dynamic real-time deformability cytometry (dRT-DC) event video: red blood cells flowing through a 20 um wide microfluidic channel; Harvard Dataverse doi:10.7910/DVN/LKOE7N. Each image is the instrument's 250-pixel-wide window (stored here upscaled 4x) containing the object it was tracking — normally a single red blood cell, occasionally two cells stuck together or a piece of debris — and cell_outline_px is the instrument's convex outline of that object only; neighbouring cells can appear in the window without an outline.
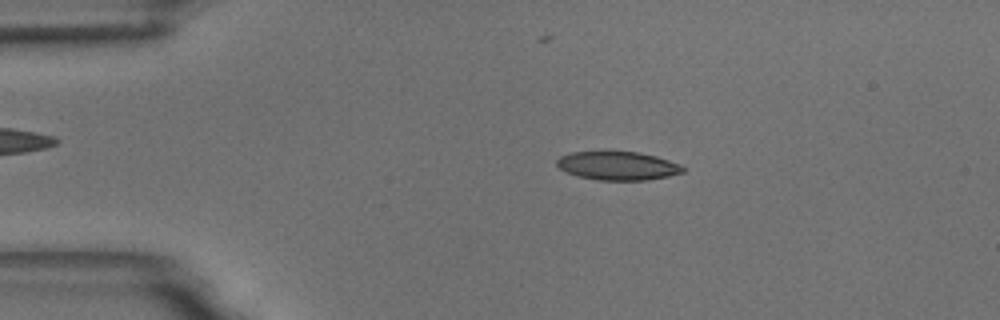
{"species": "common noctule bat (a hibernating species)", "species_latin": "Nyctalus noctula", "temperature_condition": "room temperature", "stored_images_in_passage": 55, "camera_frame_rate_fps": 3000, "um_per_image_px": 0.085, "animal": {"sex": "male", "body_mass_g": 18.8}, "frame": {"image": 1, "passage_image": 10, "time_ms": 3.0, "image_size_px": [1000, 320], "cell_outline_px": [[684, 172], [668, 176], [644, 180], [600, 180], [580, 176], [568, 172], [560, 168], [556, 164], [556, 160], [560, 156], [572, 152], [640, 152], [656, 156], [680, 164], [684, 168]], "centroid_in_image_um": [52.52, 14.09], "position_along_channel_um": 32.5, "area_um2": 20.69}}
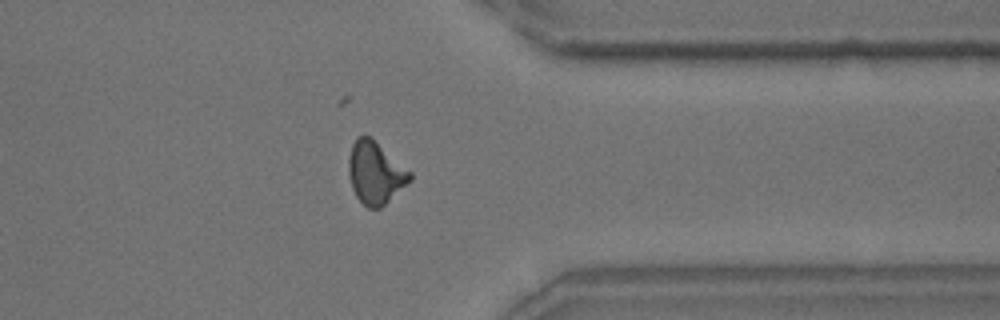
{"frame": {"image": 2, "passage_image": 43, "time_ms": 14.0, "image_size_px": [1000, 320], "cell_outline_px": [[412, 180], [380, 208], [368, 208], [356, 196], [352, 188], [348, 172], [348, 160], [352, 144], [356, 136], [364, 132], [372, 136], [412, 172]], "centroid_in_image_um": [31.9, 14.62], "position_along_channel_um": 379.5, "area_um2": 22.72}}
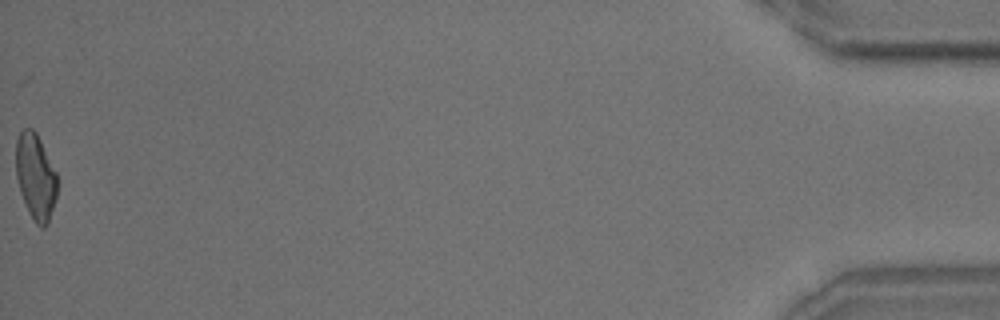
{"frame": {"image": 3, "passage_image": 55, "time_ms": 18.0, "image_size_px": [1000, 320], "cell_outline_px": [[56, 196], [48, 224], [44, 228], [40, 228], [36, 224], [28, 212], [20, 192], [16, 176], [16, 140], [20, 132], [24, 128], [32, 128], [36, 132], [56, 172]], "centroid_in_image_um": [3.01, 15.03], "position_along_channel_um": 432.2, "area_um2": 20.58}, "authors_computed_cell_mechanics": {"area_um2": 21.4438, "velocity_mm_per_s": 3.6256, "shape_relaxation_time_tau1_ms": 6.5994, "shape_relaxation_time_tau2_ms": 2.0017, "deformation_change_tau1": 0.1664, "deformation_change_tau2": 0.0947}}